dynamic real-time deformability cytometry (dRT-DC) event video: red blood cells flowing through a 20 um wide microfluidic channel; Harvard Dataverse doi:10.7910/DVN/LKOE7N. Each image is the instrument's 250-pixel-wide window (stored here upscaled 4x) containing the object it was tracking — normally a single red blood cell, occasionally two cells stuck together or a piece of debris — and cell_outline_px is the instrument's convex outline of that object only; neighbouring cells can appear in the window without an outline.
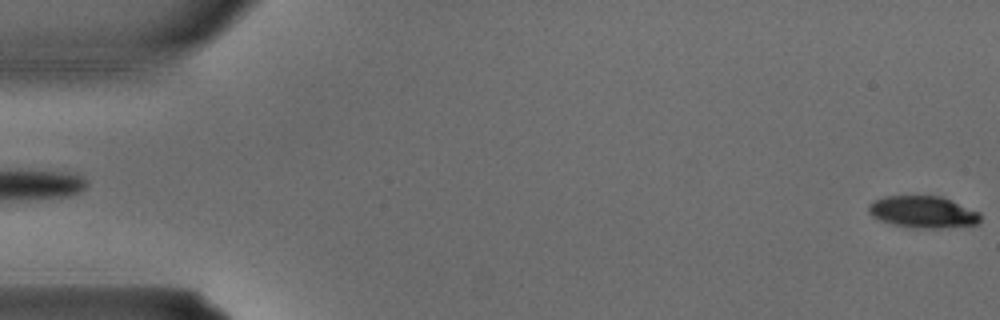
{"species": "common noctule bat (a hibernating species)", "species_latin": "Nyctalus noctula", "temperature_condition": "warm", "stored_images_in_passage": 5, "camera_frame_rate_fps": 3000, "um_per_image_px": 0.085, "animal": {"sex": "male", "body_mass_g": 15.6}, "frame": {"image": 1, "passage_image": 1, "time_ms": 0.0, "image_size_px": [1000, 320], "cell_outline_px": [[980, 220], [976, 224], [940, 228], [912, 228], [892, 224], [880, 220], [872, 216], [868, 212], [868, 204], [884, 196], [940, 196], [952, 200], [980, 212]], "centroid_in_image_um": [78.44, 18.02], "position_along_channel_um": 6.6, "area_um2": 20.75}}